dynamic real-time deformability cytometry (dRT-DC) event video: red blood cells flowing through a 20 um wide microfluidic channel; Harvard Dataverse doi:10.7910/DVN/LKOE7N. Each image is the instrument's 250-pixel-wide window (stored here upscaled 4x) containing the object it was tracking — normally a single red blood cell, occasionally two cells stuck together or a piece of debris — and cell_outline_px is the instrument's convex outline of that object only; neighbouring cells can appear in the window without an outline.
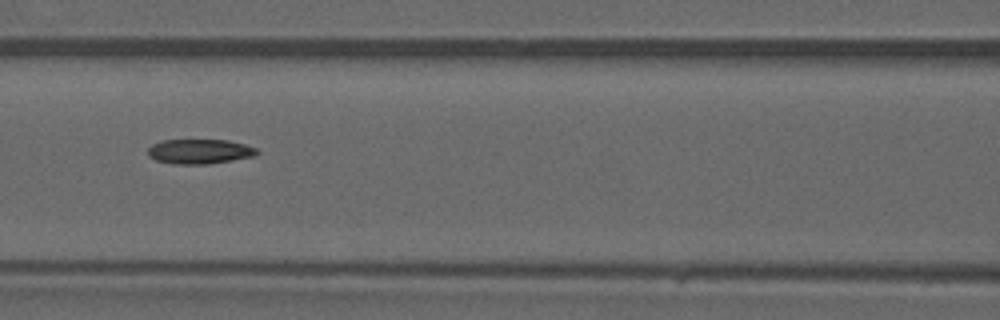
{"species": "common noctule bat (a hibernating species)", "species_latin": "Nyctalus noctula", "temperature_condition": "warm", "stored_images_in_passage": 34, "camera_frame_rate_fps": 3000, "um_per_image_px": 0.085, "animal": {"sex": "male", "forearm_length_mm": 52.5}, "frame": {"image": 1, "passage_image": 15, "time_ms": 4.667, "image_size_px": [1000, 320], "cell_outline_px": [[260, 152], [256, 156], [208, 164], [172, 164], [156, 160], [148, 156], [148, 148], [152, 144], [160, 140], [228, 140], [244, 144], [256, 148]], "centroid_in_image_um": [16.96, 12.87], "position_along_channel_um": 149.6, "area_um2": 15.84}}